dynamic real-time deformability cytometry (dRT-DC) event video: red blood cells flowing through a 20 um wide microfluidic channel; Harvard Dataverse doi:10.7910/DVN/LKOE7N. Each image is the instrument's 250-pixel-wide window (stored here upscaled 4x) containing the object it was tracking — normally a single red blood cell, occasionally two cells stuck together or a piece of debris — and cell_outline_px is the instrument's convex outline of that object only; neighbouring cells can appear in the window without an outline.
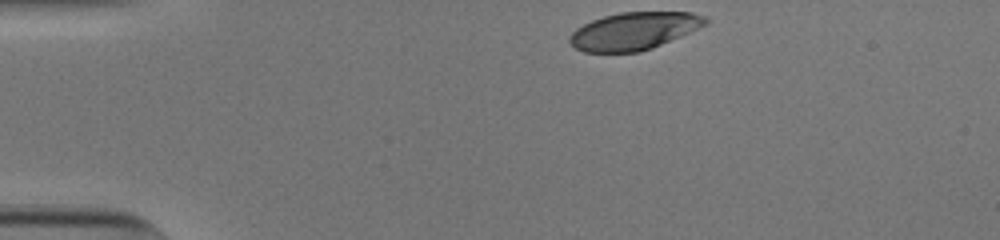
{"species": "human", "species_latin": "Homo sapiens", "temperature_condition": "cold", "stored_images_in_passage": 34, "camera_frame_rate_fps": 3000, "um_per_image_px": 0.085, "donor": {"sex": "male"}, "frame": {"image": 1, "passage_image": 1, "time_ms": 0.0, "image_size_px": [1000, 240], "cell_outline_px": [[708, 24], [652, 48], [640, 52], [584, 52], [576, 48], [568, 40], [568, 36], [576, 28], [592, 20], [604, 16], [620, 12], [692, 12], [704, 16], [708, 20]], "centroid_in_image_um": [53.88, 2.63], "position_along_channel_um": 31.1, "area_um2": 29.59}}
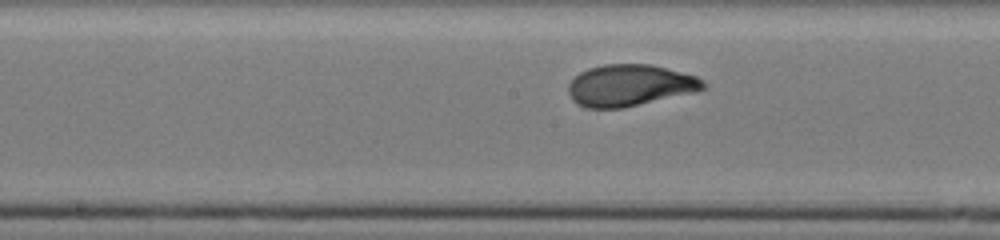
{"frame": {"image": 2, "passage_image": 19, "time_ms": 6.0, "image_size_px": [1000, 240], "cell_outline_px": [[708, 88], [696, 92], [624, 108], [588, 108], [572, 100], [568, 92], [568, 84], [580, 72], [588, 68], [604, 64], [652, 64], [696, 76], [704, 80], [708, 84]], "centroid_in_image_um": [53.58, 7.25], "position_along_channel_um": 194.6, "area_um2": 32.95}}
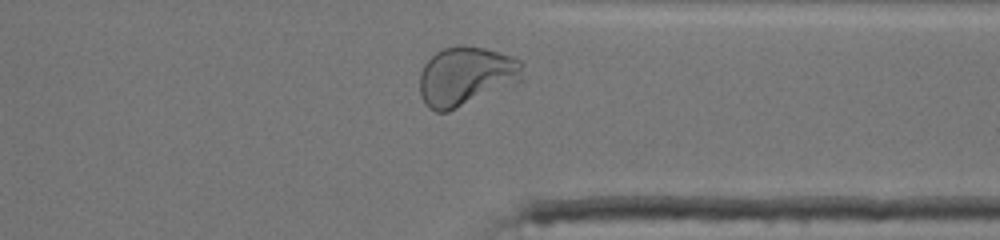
{"frame": {"image": 3, "passage_image": 33, "time_ms": 10.667, "image_size_px": [1000, 240], "cell_outline_px": [[524, 64], [520, 84], [448, 112], [436, 112], [428, 108], [424, 104], [420, 92], [420, 72], [424, 64], [436, 52], [444, 48], [456, 44], [464, 44], [484, 48], [512, 56], [524, 60]], "centroid_in_image_um": [39.66, 6.49], "position_along_channel_um": 371.7, "area_um2": 36.47}, "authors_computed_cell_mechanics": {"area_um2": 32.1368, "velocity_mm_per_s": 3.804, "shape_relaxation_time_tau1_ms": 2.7982, "shape_relaxation_time_tau2_ms": null, "deformation_change_tau1": 0.171, "deformation_change_tau2": null}}